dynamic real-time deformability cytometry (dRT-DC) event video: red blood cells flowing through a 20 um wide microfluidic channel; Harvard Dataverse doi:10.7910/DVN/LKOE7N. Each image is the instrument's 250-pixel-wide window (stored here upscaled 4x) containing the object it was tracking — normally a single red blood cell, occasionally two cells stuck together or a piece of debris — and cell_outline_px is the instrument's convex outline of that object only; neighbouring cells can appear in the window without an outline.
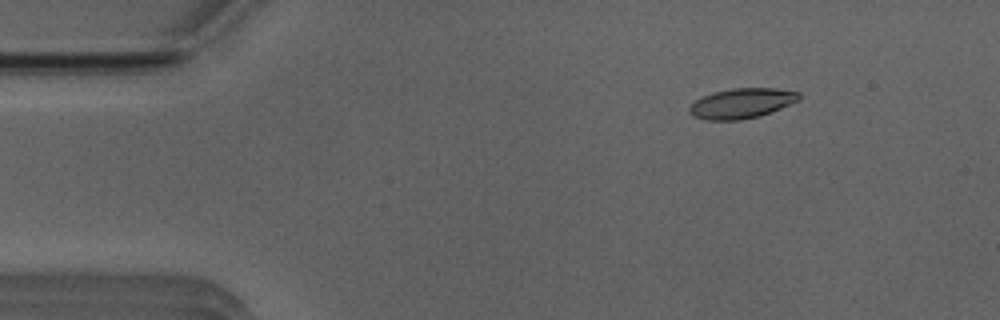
{"species": "Egyptian fruit bat (a non-hibernating species)", "species_latin": "Rousettus aegyptiacus", "temperature_condition": "room temperature", "stored_images_in_passage": 47, "camera_frame_rate_fps": 3000, "um_per_image_px": 0.085, "animal": {"sex": "male"}, "frame": {"image": 1, "passage_image": 2, "time_ms": 0.333, "image_size_px": [1000, 320], "cell_outline_px": [[800, 100], [760, 116], [740, 120], [708, 120], [692, 116], [688, 112], [688, 108], [696, 100], [712, 92], [732, 88], [776, 88], [800, 92]], "centroid_in_image_um": [63.04, 8.78], "position_along_channel_um": 22.0, "area_um2": 19.25}}
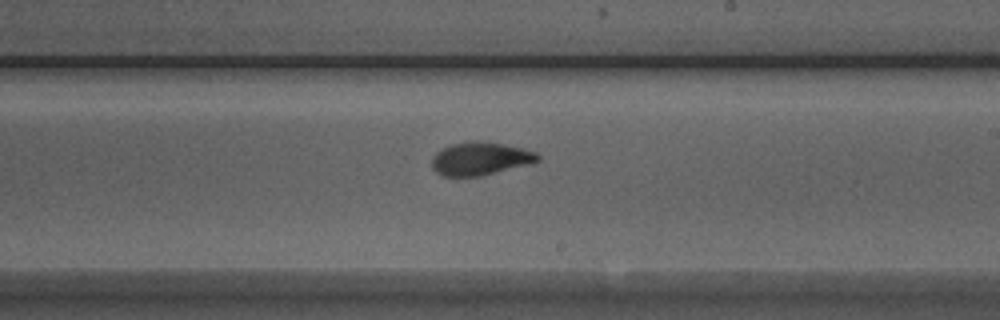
{"frame": {"image": 2, "passage_image": 25, "time_ms": 8.0, "image_size_px": [1000, 320], "cell_outline_px": [[540, 160], [532, 164], [480, 176], [444, 176], [436, 172], [432, 168], [432, 160], [436, 152], [448, 144], [476, 140], [504, 144], [524, 148], [536, 152], [540, 156]], "centroid_in_image_um": [40.85, 13.48], "position_along_channel_um": 248.2, "area_um2": 20.63}}
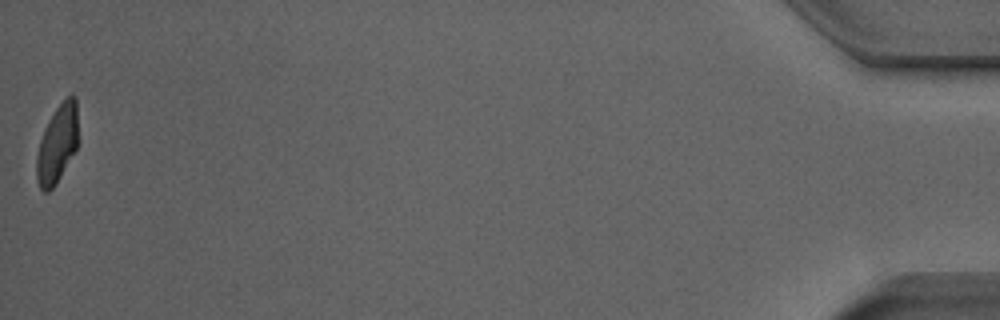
{"frame": {"image": 3, "passage_image": 47, "time_ms": 15.333, "image_size_px": [1000, 320], "cell_outline_px": [[80, 140], [76, 148], [56, 184], [48, 192], [44, 192], [40, 188], [36, 180], [36, 156], [40, 140], [44, 128], [56, 108], [68, 96], [76, 96]], "centroid_in_image_um": [4.89, 12.23], "position_along_channel_um": 430.3, "area_um2": 19.19}, "authors_computed_cell_mechanics": {"area_um2": 19.8832, "velocity_mm_per_s": 3.9189, "shape_relaxation_time_tau1_ms": 4.5412, "shape_relaxation_time_tau2_ms": 1.5068, "deformation_change_tau1": 0.1839, "deformation_change_tau2": 0.072}}